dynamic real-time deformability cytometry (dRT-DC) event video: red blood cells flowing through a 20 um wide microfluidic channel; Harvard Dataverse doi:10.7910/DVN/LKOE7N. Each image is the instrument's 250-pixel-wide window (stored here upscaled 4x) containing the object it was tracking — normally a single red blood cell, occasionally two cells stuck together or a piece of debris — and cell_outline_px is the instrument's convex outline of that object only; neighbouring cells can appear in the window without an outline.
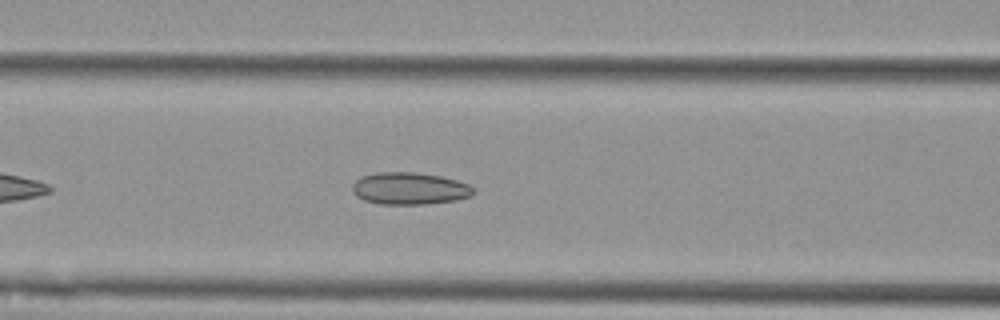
{"species": "Egyptian fruit bat (a non-hibernating species)", "species_latin": "Rousettus aegyptiacus", "temperature_condition": "cold", "stored_images_in_passage": 43, "camera_frame_rate_fps": 3000, "um_per_image_px": 0.085, "animal": {"sex": "female"}, "frame": {"image": 1, "passage_image": 10, "time_ms": 3.0, "image_size_px": [1000, 320], "cell_outline_px": [[476, 192], [472, 196], [456, 200], [424, 204], [380, 204], [364, 200], [356, 196], [352, 192], [352, 184], [360, 176], [376, 172], [416, 172], [440, 176], [456, 180], [468, 184]], "centroid_in_image_um": [34.79, 16.02], "position_along_channel_um": 131.8, "area_um2": 22.83}}
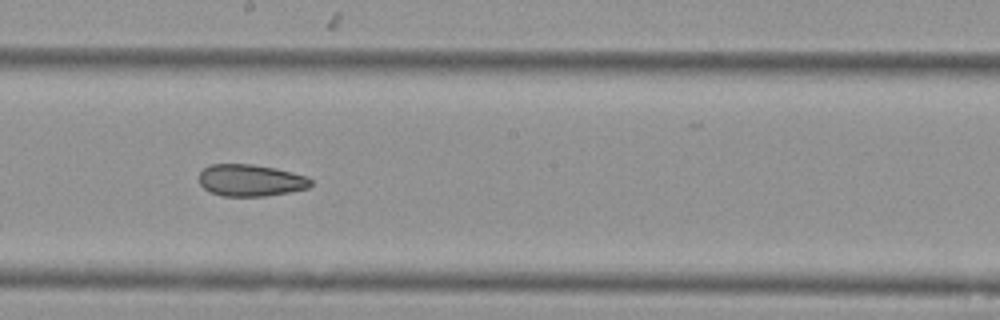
{"frame": {"image": 2, "passage_image": 18, "time_ms": 5.667, "image_size_px": [1000, 320], "cell_outline_px": [[312, 184], [308, 188], [288, 192], [264, 196], [224, 196], [212, 192], [204, 188], [200, 184], [200, 172], [208, 164], [252, 164], [276, 168], [308, 176], [312, 180]], "centroid_in_image_um": [21.32, 15.32], "position_along_channel_um": 226.9, "area_um2": 20.75}}
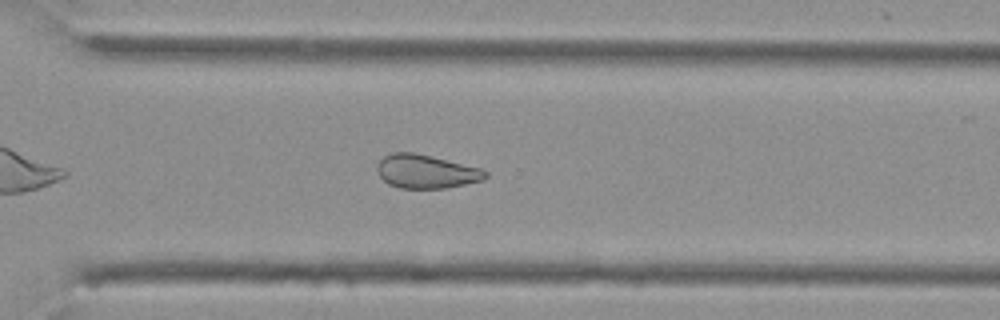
{"frame": {"image": 3, "passage_image": 27, "time_ms": 8.667, "image_size_px": [1000, 320], "cell_outline_px": [[488, 176], [484, 180], [448, 188], [400, 188], [388, 184], [376, 172], [376, 164], [384, 156], [392, 152], [412, 152], [480, 168], [488, 172]], "centroid_in_image_um": [36.2, 14.59], "position_along_channel_um": 334.4, "area_um2": 21.21}, "authors_computed_cell_mechanics": {"area_um2": 22.7154, "velocity_mm_per_s": 3.5825, "shape_relaxation_time_tau1_ms": null, "shape_relaxation_time_tau2_ms": 4.9529, "deformation_change_tau1": null, "deformation_change_tau2": 0.0952}}